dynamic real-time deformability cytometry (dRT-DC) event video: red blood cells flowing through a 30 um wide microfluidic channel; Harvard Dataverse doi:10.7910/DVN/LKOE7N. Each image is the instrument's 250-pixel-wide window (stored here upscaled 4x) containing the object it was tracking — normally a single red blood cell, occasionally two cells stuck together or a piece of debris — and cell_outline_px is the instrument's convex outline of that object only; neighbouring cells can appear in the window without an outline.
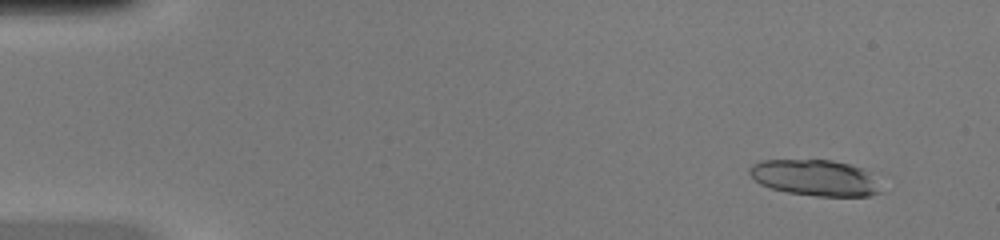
{"species": "common noctule bat (a hibernating species)", "species_latin": "Nyctalus noctula", "temperature_condition": "warm", "stored_images_in_passage": 23, "camera_frame_rate_fps": 3000, "um_per_image_px": 0.085, "animal": {"sex": "female", "body_mass_g": 20.0, "forearm_length_mm": 54.0}, "frame": {"image": 1, "passage_image": 4, "time_ms": 1.0, "image_size_px": [1000, 240], "cell_outline_px": [[884, 192], [868, 196], [816, 196], [788, 192], [768, 188], [760, 184], [748, 172], [748, 168], [752, 164], [760, 160], [832, 160], [852, 164], [864, 168]], "centroid_in_image_um": [69.27, 15.11], "position_along_channel_um": 15.7, "area_um2": 27.74}}
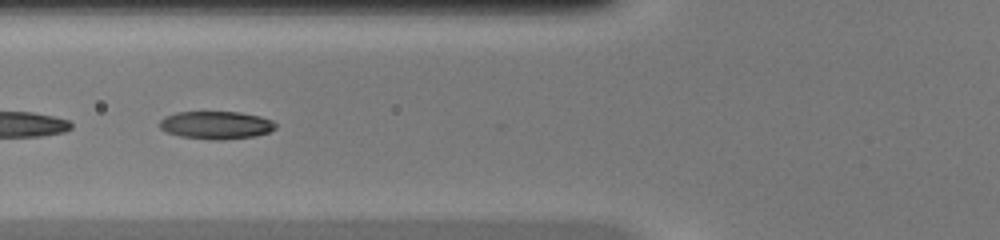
{"frame": {"image": 2, "passage_image": 20, "time_ms": 6.333, "image_size_px": [1000, 240], "cell_outline_px": [[276, 128], [268, 132], [256, 136], [220, 140], [212, 140], [180, 136], [164, 132], [160, 128], [160, 120], [164, 116], [176, 112], [240, 112], [260, 116], [272, 120], [276, 124]], "centroid_in_image_um": [18.35, 10.63], "position_along_channel_um": 107.4, "area_um2": 18.96}}